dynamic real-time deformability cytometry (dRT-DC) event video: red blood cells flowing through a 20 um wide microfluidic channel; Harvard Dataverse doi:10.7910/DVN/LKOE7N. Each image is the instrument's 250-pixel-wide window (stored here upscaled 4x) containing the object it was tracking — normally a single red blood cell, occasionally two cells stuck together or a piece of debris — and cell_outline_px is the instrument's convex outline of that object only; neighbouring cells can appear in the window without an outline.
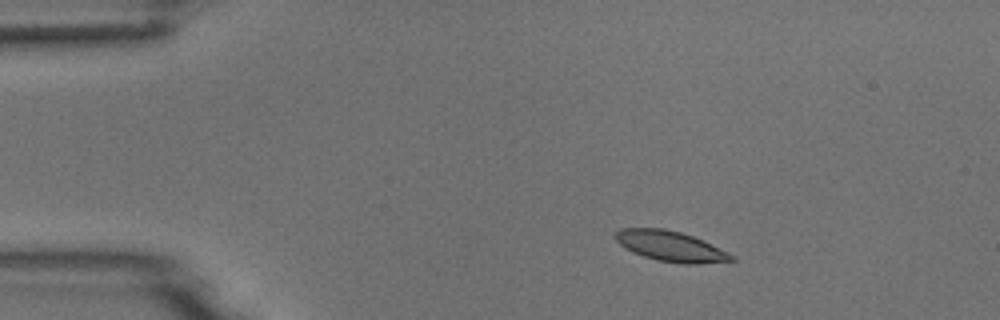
{"species": "common noctule bat (a hibernating species)", "species_latin": "Nyctalus noctula", "temperature_condition": "room temperature", "stored_images_in_passage": 4, "camera_frame_rate_fps": 3000, "um_per_image_px": 0.085, "animal": {"sex": "male", "body_mass_g": 18.8}, "frame": {"image": 1, "passage_image": 2, "time_ms": 0.333, "image_size_px": [1000, 320], "cell_outline_px": [[736, 260], [700, 264], [684, 264], [656, 260], [632, 252], [624, 248], [612, 236], [620, 228], [664, 228], [680, 232], [692, 236], [728, 252], [736, 256]], "centroid_in_image_um": [56.98, 20.93], "position_along_channel_um": 28.0, "area_um2": 20.58}}
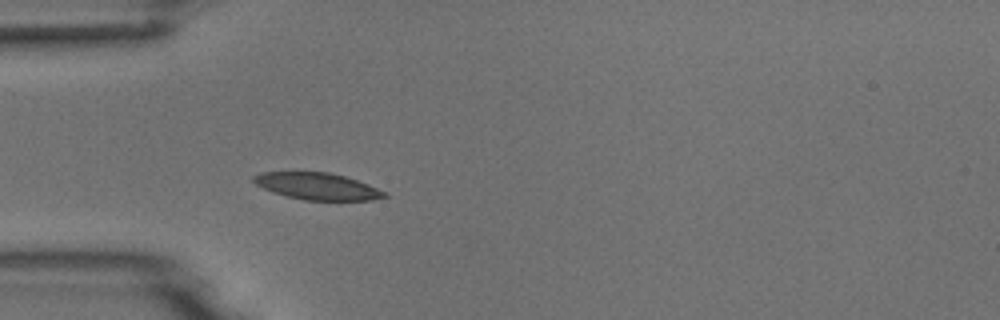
{"frame": {"image": 2, "passage_image": 4, "time_ms": 1.0, "image_size_px": [1000, 320], "cell_outline_px": [[388, 196], [372, 200], [304, 200], [272, 192], [256, 184], [252, 180], [252, 176], [260, 172], [328, 172], [344, 176], [368, 184], [388, 192]], "centroid_in_image_um": [26.98, 15.83], "position_along_channel_um": 58.0, "area_um2": 20.4}}